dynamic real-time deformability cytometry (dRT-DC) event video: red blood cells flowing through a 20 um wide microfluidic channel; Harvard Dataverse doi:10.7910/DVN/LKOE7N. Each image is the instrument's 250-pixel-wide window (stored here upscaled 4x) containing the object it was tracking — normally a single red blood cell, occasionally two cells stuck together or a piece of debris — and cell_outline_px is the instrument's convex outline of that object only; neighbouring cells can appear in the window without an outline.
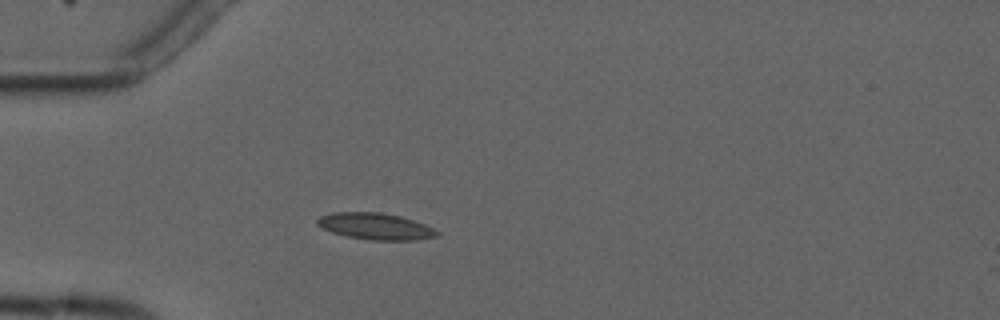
{"species": "common noctule bat (a hibernating species)", "species_latin": "Nyctalus noctula", "temperature_condition": "cold", "stored_images_in_passage": 4, "camera_frame_rate_fps": 3000, "um_per_image_px": 0.085, "animal": {"sex": "male", "forearm_length_mm": 52.5}, "frame": {"image": 1, "passage_image": 4, "time_ms": 3.333, "image_size_px": [1000, 320], "cell_outline_px": [[440, 236], [416, 240], [372, 240], [344, 236], [332, 232], [316, 224], [316, 220], [320, 216], [332, 212], [380, 212], [400, 216], [424, 224], [440, 232]], "centroid_in_image_um": [31.91, 19.24], "position_along_channel_um": 53.1, "area_um2": 18.55}}